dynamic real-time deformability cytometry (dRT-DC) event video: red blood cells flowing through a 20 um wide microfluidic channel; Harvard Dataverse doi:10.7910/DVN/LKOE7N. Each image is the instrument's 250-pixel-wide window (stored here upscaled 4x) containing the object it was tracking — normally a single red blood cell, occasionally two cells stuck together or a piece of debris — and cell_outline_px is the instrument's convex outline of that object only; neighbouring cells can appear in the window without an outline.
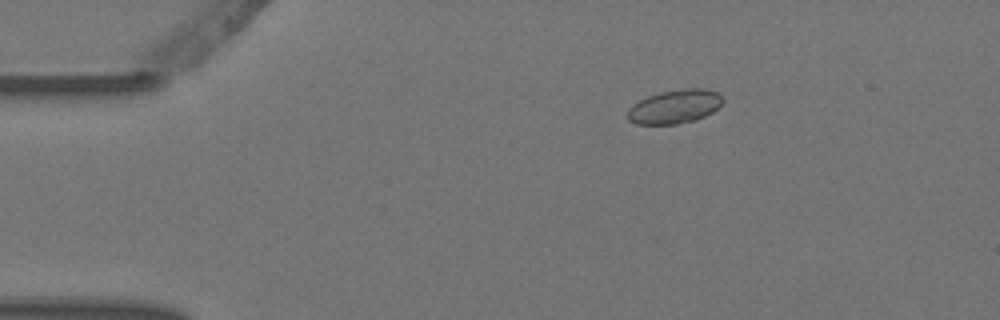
{"species": "Egyptian fruit bat (a non-hibernating species)", "species_latin": "Rousettus aegyptiacus", "temperature_condition": "warm", "stored_images_in_passage": 5, "camera_frame_rate_fps": 3000, "um_per_image_px": 0.085, "animal": {"sex": "female"}, "frame": {"image": 1, "passage_image": 3, "time_ms": 0.667, "image_size_px": [1000, 320], "cell_outline_px": [[724, 100], [712, 112], [696, 120], [676, 124], [636, 124], [628, 120], [628, 108], [632, 104], [648, 96], [660, 92], [680, 88], [704, 88], [716, 92]], "centroid_in_image_um": [57.33, 9.05], "position_along_channel_um": 27.7, "area_um2": 18.73}}
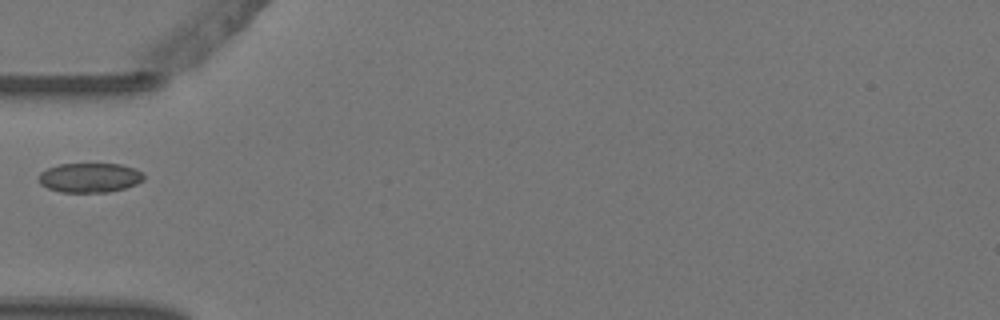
{"frame": {"image": 2, "passage_image": 5, "time_ms": 1.333, "image_size_px": [1000, 320], "cell_outline_px": [[144, 180], [136, 184], [124, 188], [108, 192], [60, 192], [48, 188], [40, 184], [40, 172], [48, 168], [60, 164], [120, 164], [136, 168], [144, 176]], "centroid_in_image_um": [7.64, 15.1], "position_along_channel_um": 77.4, "area_um2": 17.98}}